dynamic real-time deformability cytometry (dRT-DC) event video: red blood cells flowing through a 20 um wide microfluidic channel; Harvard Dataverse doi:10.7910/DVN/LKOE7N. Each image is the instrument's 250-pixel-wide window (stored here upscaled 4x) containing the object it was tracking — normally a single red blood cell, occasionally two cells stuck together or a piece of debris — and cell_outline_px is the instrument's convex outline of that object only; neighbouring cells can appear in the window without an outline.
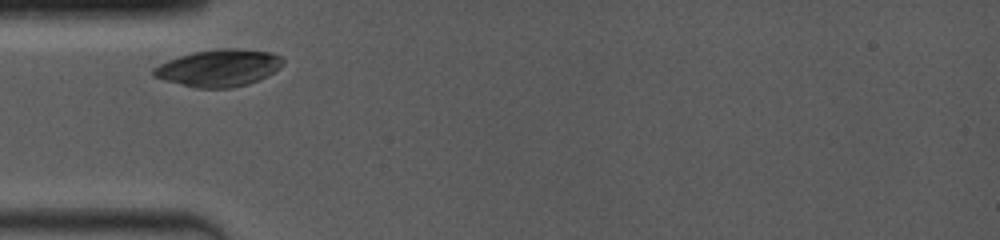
{"species": "common noctule bat (a hibernating species)", "species_latin": "Nyctalus noctula", "temperature_condition": "room temperature", "stored_images_in_passage": 2, "camera_frame_rate_fps": 4000, "um_per_image_px": 0.085, "animal": {"sex": "female", "body_mass_g": 19.0, "forearm_length_mm": 53.3}, "frame": {"image": 1, "passage_image": 1, "time_ms": 0.0, "image_size_px": [1000, 240], "cell_outline_px": [[284, 64], [280, 68], [268, 76], [260, 80], [248, 84], [232, 88], [196, 88], [164, 80], [152, 76], [152, 68], [168, 60], [192, 52], [216, 48], [236, 48], [272, 52], [284, 56]], "centroid_in_image_um": [18.65, 5.77], "position_along_channel_um": 66.4, "area_um2": 28.38}}